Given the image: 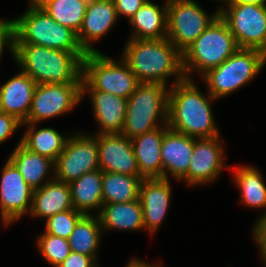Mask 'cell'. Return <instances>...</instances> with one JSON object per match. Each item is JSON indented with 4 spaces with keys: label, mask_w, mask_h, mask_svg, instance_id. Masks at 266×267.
I'll use <instances>...</instances> for the list:
<instances>
[{
    "label": "cell",
    "mask_w": 266,
    "mask_h": 267,
    "mask_svg": "<svg viewBox=\"0 0 266 267\" xmlns=\"http://www.w3.org/2000/svg\"><path fill=\"white\" fill-rule=\"evenodd\" d=\"M92 99L93 111L101 126V134H119L123 130L127 99L104 91L88 92Z\"/></svg>",
    "instance_id": "7402d4cb"
},
{
    "label": "cell",
    "mask_w": 266,
    "mask_h": 267,
    "mask_svg": "<svg viewBox=\"0 0 266 267\" xmlns=\"http://www.w3.org/2000/svg\"><path fill=\"white\" fill-rule=\"evenodd\" d=\"M73 209L69 183L52 178L33 192L32 216L48 219L56 213Z\"/></svg>",
    "instance_id": "44dd1931"
},
{
    "label": "cell",
    "mask_w": 266,
    "mask_h": 267,
    "mask_svg": "<svg viewBox=\"0 0 266 267\" xmlns=\"http://www.w3.org/2000/svg\"><path fill=\"white\" fill-rule=\"evenodd\" d=\"M236 40L225 21L218 16L213 23L182 53L186 79L196 68L202 76L221 65L237 49Z\"/></svg>",
    "instance_id": "8992f818"
},
{
    "label": "cell",
    "mask_w": 266,
    "mask_h": 267,
    "mask_svg": "<svg viewBox=\"0 0 266 267\" xmlns=\"http://www.w3.org/2000/svg\"><path fill=\"white\" fill-rule=\"evenodd\" d=\"M10 45L9 48L14 55L15 45V23L13 20H0V57L5 45Z\"/></svg>",
    "instance_id": "836d02e7"
},
{
    "label": "cell",
    "mask_w": 266,
    "mask_h": 267,
    "mask_svg": "<svg viewBox=\"0 0 266 267\" xmlns=\"http://www.w3.org/2000/svg\"><path fill=\"white\" fill-rule=\"evenodd\" d=\"M37 83L24 72H20L0 87V111L15 116L24 122L31 108Z\"/></svg>",
    "instance_id": "ffe728a7"
},
{
    "label": "cell",
    "mask_w": 266,
    "mask_h": 267,
    "mask_svg": "<svg viewBox=\"0 0 266 267\" xmlns=\"http://www.w3.org/2000/svg\"><path fill=\"white\" fill-rule=\"evenodd\" d=\"M210 101L194 84L184 79L169 91L168 127L197 139L219 136Z\"/></svg>",
    "instance_id": "3957f363"
},
{
    "label": "cell",
    "mask_w": 266,
    "mask_h": 267,
    "mask_svg": "<svg viewBox=\"0 0 266 267\" xmlns=\"http://www.w3.org/2000/svg\"><path fill=\"white\" fill-rule=\"evenodd\" d=\"M84 216L73 209L65 210L49 217L46 222L45 233L68 239L77 222Z\"/></svg>",
    "instance_id": "d6a6232c"
},
{
    "label": "cell",
    "mask_w": 266,
    "mask_h": 267,
    "mask_svg": "<svg viewBox=\"0 0 266 267\" xmlns=\"http://www.w3.org/2000/svg\"><path fill=\"white\" fill-rule=\"evenodd\" d=\"M98 157L103 172L140 176L132 139L121 133L98 135Z\"/></svg>",
    "instance_id": "5bb4252c"
},
{
    "label": "cell",
    "mask_w": 266,
    "mask_h": 267,
    "mask_svg": "<svg viewBox=\"0 0 266 267\" xmlns=\"http://www.w3.org/2000/svg\"><path fill=\"white\" fill-rule=\"evenodd\" d=\"M239 48L257 49L266 54V4H228L219 9Z\"/></svg>",
    "instance_id": "9c48e42d"
},
{
    "label": "cell",
    "mask_w": 266,
    "mask_h": 267,
    "mask_svg": "<svg viewBox=\"0 0 266 267\" xmlns=\"http://www.w3.org/2000/svg\"><path fill=\"white\" fill-rule=\"evenodd\" d=\"M142 180L141 176L103 172V204L126 203L138 200Z\"/></svg>",
    "instance_id": "83f0119b"
},
{
    "label": "cell",
    "mask_w": 266,
    "mask_h": 267,
    "mask_svg": "<svg viewBox=\"0 0 266 267\" xmlns=\"http://www.w3.org/2000/svg\"><path fill=\"white\" fill-rule=\"evenodd\" d=\"M162 83H140L127 99L122 135L133 139L159 128L156 123L161 116L168 124L169 91ZM168 91V92H167Z\"/></svg>",
    "instance_id": "5b68a950"
},
{
    "label": "cell",
    "mask_w": 266,
    "mask_h": 267,
    "mask_svg": "<svg viewBox=\"0 0 266 267\" xmlns=\"http://www.w3.org/2000/svg\"><path fill=\"white\" fill-rule=\"evenodd\" d=\"M82 84H37L23 123H37L70 111L81 101Z\"/></svg>",
    "instance_id": "7c38bea8"
},
{
    "label": "cell",
    "mask_w": 266,
    "mask_h": 267,
    "mask_svg": "<svg viewBox=\"0 0 266 267\" xmlns=\"http://www.w3.org/2000/svg\"><path fill=\"white\" fill-rule=\"evenodd\" d=\"M169 179H143L139 189L144 229L153 233L161 224L169 206L171 186Z\"/></svg>",
    "instance_id": "ac0fdd59"
},
{
    "label": "cell",
    "mask_w": 266,
    "mask_h": 267,
    "mask_svg": "<svg viewBox=\"0 0 266 267\" xmlns=\"http://www.w3.org/2000/svg\"><path fill=\"white\" fill-rule=\"evenodd\" d=\"M122 59L140 83L167 84L166 78L176 75L175 83L185 79L183 55L167 38L130 39Z\"/></svg>",
    "instance_id": "7a4b0ae2"
},
{
    "label": "cell",
    "mask_w": 266,
    "mask_h": 267,
    "mask_svg": "<svg viewBox=\"0 0 266 267\" xmlns=\"http://www.w3.org/2000/svg\"><path fill=\"white\" fill-rule=\"evenodd\" d=\"M235 170V181L242 192L241 201L254 208L266 207V186L259 171L247 166Z\"/></svg>",
    "instance_id": "4dcf8cb0"
},
{
    "label": "cell",
    "mask_w": 266,
    "mask_h": 267,
    "mask_svg": "<svg viewBox=\"0 0 266 267\" xmlns=\"http://www.w3.org/2000/svg\"><path fill=\"white\" fill-rule=\"evenodd\" d=\"M165 127L156 128L132 139V146L140 176L143 179H163V163L161 146Z\"/></svg>",
    "instance_id": "d6986e66"
},
{
    "label": "cell",
    "mask_w": 266,
    "mask_h": 267,
    "mask_svg": "<svg viewBox=\"0 0 266 267\" xmlns=\"http://www.w3.org/2000/svg\"><path fill=\"white\" fill-rule=\"evenodd\" d=\"M86 54L34 44H15L14 60L37 84H82Z\"/></svg>",
    "instance_id": "6da1fadb"
},
{
    "label": "cell",
    "mask_w": 266,
    "mask_h": 267,
    "mask_svg": "<svg viewBox=\"0 0 266 267\" xmlns=\"http://www.w3.org/2000/svg\"><path fill=\"white\" fill-rule=\"evenodd\" d=\"M28 124V129L21 139V145L27 150L47 157L54 162L57 157L63 152L66 140L53 128H42L35 131V123H22Z\"/></svg>",
    "instance_id": "4316f807"
},
{
    "label": "cell",
    "mask_w": 266,
    "mask_h": 267,
    "mask_svg": "<svg viewBox=\"0 0 266 267\" xmlns=\"http://www.w3.org/2000/svg\"><path fill=\"white\" fill-rule=\"evenodd\" d=\"M168 6L159 7L150 0L129 19L134 31L132 39H163L167 38Z\"/></svg>",
    "instance_id": "603a6c76"
},
{
    "label": "cell",
    "mask_w": 266,
    "mask_h": 267,
    "mask_svg": "<svg viewBox=\"0 0 266 267\" xmlns=\"http://www.w3.org/2000/svg\"><path fill=\"white\" fill-rule=\"evenodd\" d=\"M98 215L102 229L139 230L144 228L140 200L103 204Z\"/></svg>",
    "instance_id": "d4e9b609"
},
{
    "label": "cell",
    "mask_w": 266,
    "mask_h": 267,
    "mask_svg": "<svg viewBox=\"0 0 266 267\" xmlns=\"http://www.w3.org/2000/svg\"><path fill=\"white\" fill-rule=\"evenodd\" d=\"M253 235L262 252L266 248V214L257 220Z\"/></svg>",
    "instance_id": "74e56055"
},
{
    "label": "cell",
    "mask_w": 266,
    "mask_h": 267,
    "mask_svg": "<svg viewBox=\"0 0 266 267\" xmlns=\"http://www.w3.org/2000/svg\"><path fill=\"white\" fill-rule=\"evenodd\" d=\"M57 23L79 32L86 13L87 0H34Z\"/></svg>",
    "instance_id": "f1b7e54d"
},
{
    "label": "cell",
    "mask_w": 266,
    "mask_h": 267,
    "mask_svg": "<svg viewBox=\"0 0 266 267\" xmlns=\"http://www.w3.org/2000/svg\"><path fill=\"white\" fill-rule=\"evenodd\" d=\"M33 192L17 167L7 159L0 183V211L4 224L8 225L30 212Z\"/></svg>",
    "instance_id": "4fadbf2b"
},
{
    "label": "cell",
    "mask_w": 266,
    "mask_h": 267,
    "mask_svg": "<svg viewBox=\"0 0 266 267\" xmlns=\"http://www.w3.org/2000/svg\"><path fill=\"white\" fill-rule=\"evenodd\" d=\"M100 169L98 135H74L66 140L63 152L54 162V179L70 183L82 175Z\"/></svg>",
    "instance_id": "8fae6325"
},
{
    "label": "cell",
    "mask_w": 266,
    "mask_h": 267,
    "mask_svg": "<svg viewBox=\"0 0 266 267\" xmlns=\"http://www.w3.org/2000/svg\"><path fill=\"white\" fill-rule=\"evenodd\" d=\"M8 159L34 190L44 185L41 181L49 172L48 169L53 167L54 170L53 160L27 150L21 145V142L18 143Z\"/></svg>",
    "instance_id": "484cf974"
},
{
    "label": "cell",
    "mask_w": 266,
    "mask_h": 267,
    "mask_svg": "<svg viewBox=\"0 0 266 267\" xmlns=\"http://www.w3.org/2000/svg\"><path fill=\"white\" fill-rule=\"evenodd\" d=\"M220 137L195 138L194 151L186 173V181L190 185L214 181L223 169V147ZM198 140V141H196Z\"/></svg>",
    "instance_id": "9a60e30c"
},
{
    "label": "cell",
    "mask_w": 266,
    "mask_h": 267,
    "mask_svg": "<svg viewBox=\"0 0 266 267\" xmlns=\"http://www.w3.org/2000/svg\"><path fill=\"white\" fill-rule=\"evenodd\" d=\"M101 223L98 216L84 215L68 238L70 249L96 259V250L101 237Z\"/></svg>",
    "instance_id": "f546056e"
},
{
    "label": "cell",
    "mask_w": 266,
    "mask_h": 267,
    "mask_svg": "<svg viewBox=\"0 0 266 267\" xmlns=\"http://www.w3.org/2000/svg\"><path fill=\"white\" fill-rule=\"evenodd\" d=\"M266 64V54L257 49L238 48L221 65L202 77L209 89L210 100L219 99L250 82Z\"/></svg>",
    "instance_id": "ba28073f"
},
{
    "label": "cell",
    "mask_w": 266,
    "mask_h": 267,
    "mask_svg": "<svg viewBox=\"0 0 266 267\" xmlns=\"http://www.w3.org/2000/svg\"><path fill=\"white\" fill-rule=\"evenodd\" d=\"M21 124L15 116L0 111V143L9 138Z\"/></svg>",
    "instance_id": "e575fe53"
},
{
    "label": "cell",
    "mask_w": 266,
    "mask_h": 267,
    "mask_svg": "<svg viewBox=\"0 0 266 267\" xmlns=\"http://www.w3.org/2000/svg\"><path fill=\"white\" fill-rule=\"evenodd\" d=\"M195 138L168 128L163 137L161 159L163 179L168 180L167 171L177 180L186 181L191 157L194 151Z\"/></svg>",
    "instance_id": "e0dca14e"
},
{
    "label": "cell",
    "mask_w": 266,
    "mask_h": 267,
    "mask_svg": "<svg viewBox=\"0 0 266 267\" xmlns=\"http://www.w3.org/2000/svg\"><path fill=\"white\" fill-rule=\"evenodd\" d=\"M126 267H159L157 265H150V264H146L145 262H142L140 259H132L131 262H129V264Z\"/></svg>",
    "instance_id": "f35d334b"
},
{
    "label": "cell",
    "mask_w": 266,
    "mask_h": 267,
    "mask_svg": "<svg viewBox=\"0 0 266 267\" xmlns=\"http://www.w3.org/2000/svg\"><path fill=\"white\" fill-rule=\"evenodd\" d=\"M38 247L45 260L54 267L61 264L70 254L68 239L43 233L38 238Z\"/></svg>",
    "instance_id": "1f68e13d"
},
{
    "label": "cell",
    "mask_w": 266,
    "mask_h": 267,
    "mask_svg": "<svg viewBox=\"0 0 266 267\" xmlns=\"http://www.w3.org/2000/svg\"><path fill=\"white\" fill-rule=\"evenodd\" d=\"M102 177L103 171L97 169L82 175L69 183L73 208L84 215L88 210L102 208Z\"/></svg>",
    "instance_id": "cb8c5ba5"
},
{
    "label": "cell",
    "mask_w": 266,
    "mask_h": 267,
    "mask_svg": "<svg viewBox=\"0 0 266 267\" xmlns=\"http://www.w3.org/2000/svg\"><path fill=\"white\" fill-rule=\"evenodd\" d=\"M167 39L183 53L219 16L209 15L193 0H167Z\"/></svg>",
    "instance_id": "30bf717a"
},
{
    "label": "cell",
    "mask_w": 266,
    "mask_h": 267,
    "mask_svg": "<svg viewBox=\"0 0 266 267\" xmlns=\"http://www.w3.org/2000/svg\"><path fill=\"white\" fill-rule=\"evenodd\" d=\"M263 261L266 262V248L261 252Z\"/></svg>",
    "instance_id": "60d3db41"
},
{
    "label": "cell",
    "mask_w": 266,
    "mask_h": 267,
    "mask_svg": "<svg viewBox=\"0 0 266 267\" xmlns=\"http://www.w3.org/2000/svg\"><path fill=\"white\" fill-rule=\"evenodd\" d=\"M240 3L265 4L266 0H228L227 4H240Z\"/></svg>",
    "instance_id": "ab89813d"
},
{
    "label": "cell",
    "mask_w": 266,
    "mask_h": 267,
    "mask_svg": "<svg viewBox=\"0 0 266 267\" xmlns=\"http://www.w3.org/2000/svg\"><path fill=\"white\" fill-rule=\"evenodd\" d=\"M96 263L92 257L71 251L69 256L57 267H93Z\"/></svg>",
    "instance_id": "8d00e7d4"
},
{
    "label": "cell",
    "mask_w": 266,
    "mask_h": 267,
    "mask_svg": "<svg viewBox=\"0 0 266 267\" xmlns=\"http://www.w3.org/2000/svg\"><path fill=\"white\" fill-rule=\"evenodd\" d=\"M117 15H125L129 19L142 7L146 0H113Z\"/></svg>",
    "instance_id": "d590c367"
},
{
    "label": "cell",
    "mask_w": 266,
    "mask_h": 267,
    "mask_svg": "<svg viewBox=\"0 0 266 267\" xmlns=\"http://www.w3.org/2000/svg\"><path fill=\"white\" fill-rule=\"evenodd\" d=\"M23 16L14 19L15 44H34L52 49L87 54L80 46L77 33L57 23L34 0Z\"/></svg>",
    "instance_id": "277c9868"
},
{
    "label": "cell",
    "mask_w": 266,
    "mask_h": 267,
    "mask_svg": "<svg viewBox=\"0 0 266 267\" xmlns=\"http://www.w3.org/2000/svg\"><path fill=\"white\" fill-rule=\"evenodd\" d=\"M82 77V96L86 91H104L128 99L140 84L123 59L116 63L100 52L86 54Z\"/></svg>",
    "instance_id": "52a82bcc"
},
{
    "label": "cell",
    "mask_w": 266,
    "mask_h": 267,
    "mask_svg": "<svg viewBox=\"0 0 266 267\" xmlns=\"http://www.w3.org/2000/svg\"><path fill=\"white\" fill-rule=\"evenodd\" d=\"M118 15L113 0H89L82 26L77 33L80 46L86 53L99 52L92 47L115 24Z\"/></svg>",
    "instance_id": "2e32d148"
}]
</instances>
